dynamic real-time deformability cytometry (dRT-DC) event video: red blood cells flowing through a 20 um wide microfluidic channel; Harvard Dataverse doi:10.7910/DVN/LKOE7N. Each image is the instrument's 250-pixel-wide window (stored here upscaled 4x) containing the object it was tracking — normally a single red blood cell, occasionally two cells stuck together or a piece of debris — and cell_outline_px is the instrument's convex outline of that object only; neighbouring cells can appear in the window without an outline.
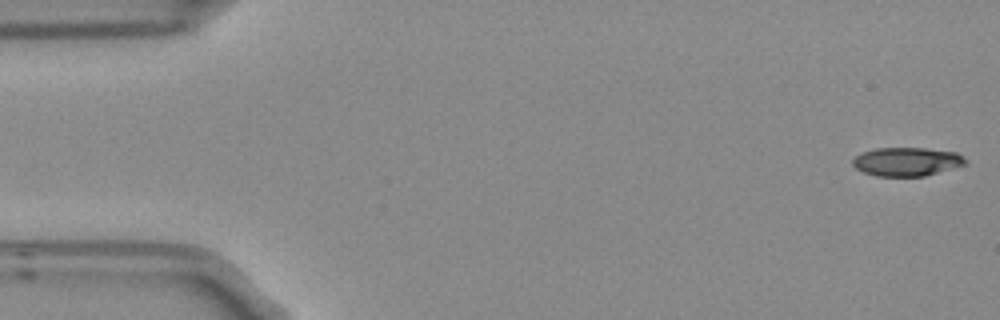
{"species": "Egyptian fruit bat (a non-hibernating species)", "species_latin": "Rousettus aegyptiacus", "temperature_condition": "room temperature", "stored_images_in_passage": 4, "camera_frame_rate_fps": 3000, "um_per_image_px": 0.085, "frame": {"image": 1, "passage_image": 1, "time_ms": 0.0, "image_size_px": [1000, 320], "cell_outline_px": [[968, 164], [924, 176], [876, 176], [864, 172], [856, 168], [852, 164], [852, 160], [860, 152], [876, 148], [924, 148], [956, 152], [964, 156], [968, 160]], "centroid_in_image_um": [77.1, 13.73], "position_along_channel_um": 7.9, "area_um2": 18.96}}
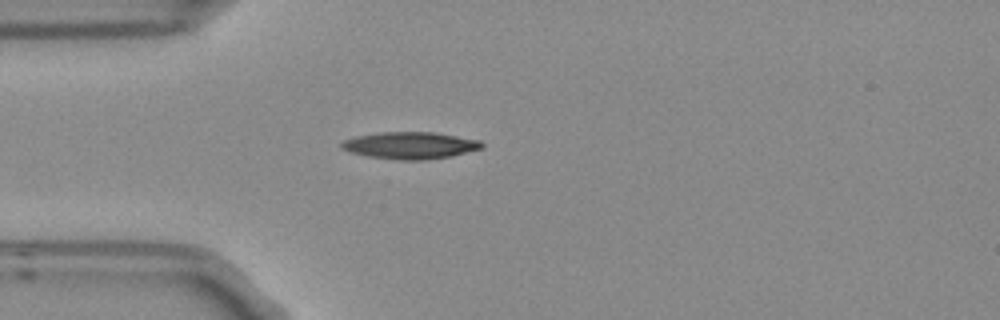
{"frame": {"image": 2, "passage_image": 4, "time_ms": 1.0, "image_size_px": [1000, 320], "cell_outline_px": [[484, 148], [452, 156], [424, 160], [400, 160], [368, 156], [348, 152], [340, 148], [340, 144], [344, 140], [356, 136], [380, 132], [436, 132], [480, 140], [484, 144]], "centroid_in_image_um": [34.88, 12.36], "position_along_channel_um": 50.1, "area_um2": 22.25}}